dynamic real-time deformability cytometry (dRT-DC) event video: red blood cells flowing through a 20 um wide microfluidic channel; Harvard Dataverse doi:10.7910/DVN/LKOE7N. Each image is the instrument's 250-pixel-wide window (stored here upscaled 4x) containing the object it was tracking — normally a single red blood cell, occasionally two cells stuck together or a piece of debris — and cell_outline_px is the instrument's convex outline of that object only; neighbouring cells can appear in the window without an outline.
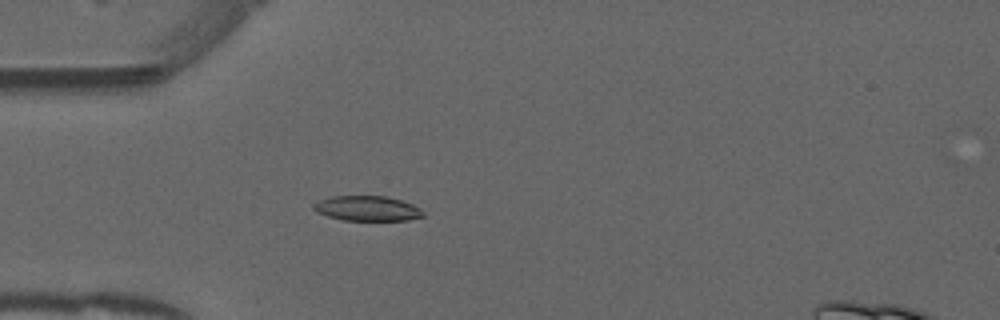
{"species": "common noctule bat (a hibernating species)", "species_latin": "Nyctalus noctula", "temperature_condition": "warm", "stored_images_in_passage": 52, "camera_frame_rate_fps": 3000, "um_per_image_px": 0.085, "animal": {"sex": "male", "forearm_length_mm": 52.5}, "frame": {"image": 1, "passage_image": 15, "time_ms": 4.667, "image_size_px": [1000, 320], "cell_outline_px": [[424, 216], [408, 220], [344, 220], [328, 216], [316, 212], [312, 208], [312, 204], [328, 196], [384, 196], [400, 200], [412, 204], [420, 208], [424, 212]], "centroid_in_image_um": [31.19, 17.71], "position_along_channel_um": 53.8, "area_um2": 15.95}}
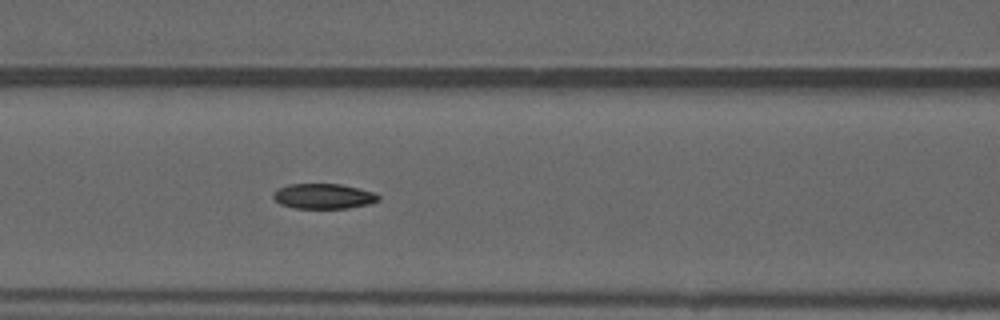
{"frame": {"image": 2, "passage_image": 22, "time_ms": 7.0, "image_size_px": [1000, 320], "cell_outline_px": [[380, 200], [368, 204], [348, 208], [296, 208], [280, 204], [272, 196], [272, 192], [276, 188], [288, 184], [340, 184], [360, 188], [372, 192], [380, 196]], "centroid_in_image_um": [27.47, 16.67], "position_along_channel_um": 139.1, "area_um2": 15.49}}
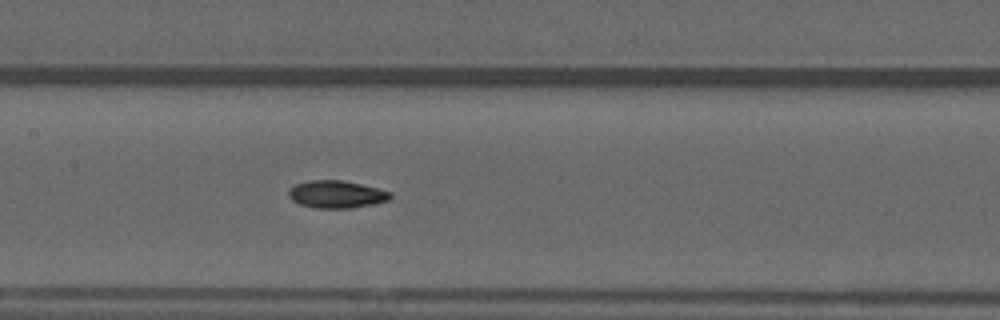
{"frame": {"image": 3, "passage_image": 25, "time_ms": 8.0, "image_size_px": [1000, 320], "cell_outline_px": [[392, 196], [388, 200], [372, 204], [352, 208], [316, 208], [300, 204], [292, 200], [288, 196], [288, 192], [296, 184], [308, 180], [340, 180], [360, 184], [392, 192]], "centroid_in_image_um": [28.59, 16.52], "position_along_channel_um": 178.8, "area_um2": 16.13}}